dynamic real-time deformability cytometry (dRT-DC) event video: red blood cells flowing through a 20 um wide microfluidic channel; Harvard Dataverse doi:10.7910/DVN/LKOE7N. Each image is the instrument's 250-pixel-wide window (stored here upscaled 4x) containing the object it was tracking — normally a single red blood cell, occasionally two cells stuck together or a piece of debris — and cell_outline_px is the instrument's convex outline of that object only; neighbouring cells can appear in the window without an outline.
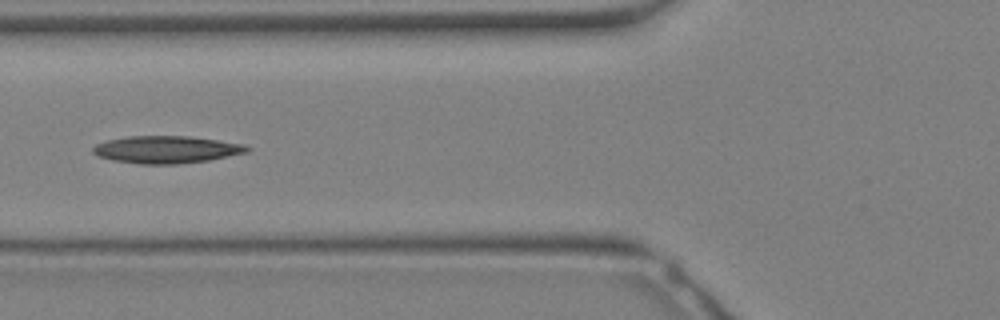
{"species": "Egyptian fruit bat (a non-hibernating species)", "species_latin": "Rousettus aegyptiacus", "temperature_condition": "warm", "stored_images_in_passage": 17, "camera_frame_rate_fps": 3000, "um_per_image_px": 0.085, "animal": {"sex": "female"}, "frame": {"image": 1, "passage_image": 6, "time_ms": 1.667, "image_size_px": [1000, 320], "cell_outline_px": [[252, 148], [248, 152], [208, 160], [176, 164], [140, 164], [112, 160], [100, 156], [92, 152], [92, 148], [96, 144], [108, 140], [128, 136], [188, 136], [244, 144]], "centroid_in_image_um": [14.15, 12.71], "position_along_channel_um": 111.7, "area_um2": 24.39}}
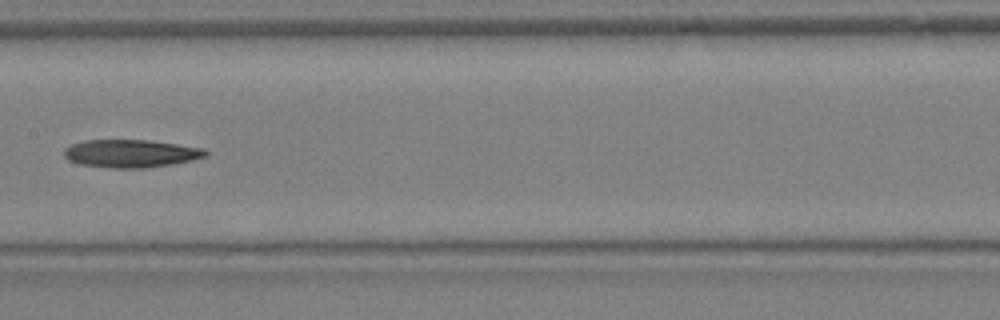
{"frame": {"image": 2, "passage_image": 10, "time_ms": 3.0, "image_size_px": [1000, 320], "cell_outline_px": [[208, 156], [192, 160], [172, 164], [144, 168], [112, 168], [80, 164], [68, 160], [64, 156], [64, 148], [72, 144], [84, 140], [148, 140], [204, 148], [208, 152]], "centroid_in_image_um": [11.12, 13.05], "position_along_channel_um": 196.3, "area_um2": 23.0}}
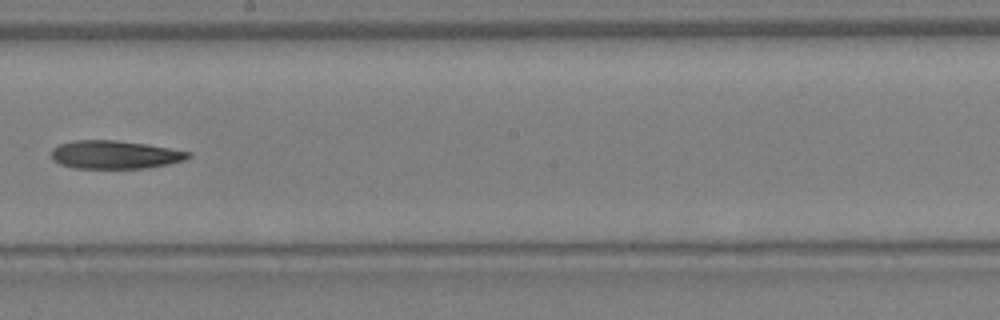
{"frame": {"image": 3, "passage_image": 12, "time_ms": 3.667, "image_size_px": [1000, 320], "cell_outline_px": [[192, 156], [184, 160], [168, 164], [148, 168], [72, 168], [60, 164], [52, 160], [52, 148], [60, 144], [72, 140], [116, 140], [148, 144], [192, 152]], "centroid_in_image_um": [9.77, 13.14], "position_along_channel_um": 238.4, "area_um2": 22.72}}